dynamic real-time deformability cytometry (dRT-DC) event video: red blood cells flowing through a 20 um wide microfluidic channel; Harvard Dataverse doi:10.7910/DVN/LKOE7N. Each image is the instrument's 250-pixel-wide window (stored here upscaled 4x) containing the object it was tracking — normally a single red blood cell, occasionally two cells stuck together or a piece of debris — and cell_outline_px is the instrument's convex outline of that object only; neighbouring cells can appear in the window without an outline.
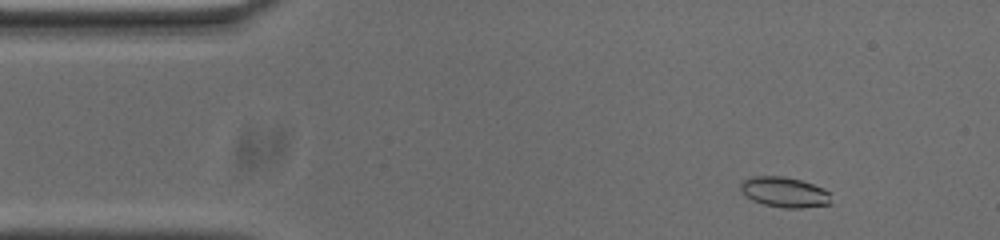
{"species": "common noctule bat (a hibernating species)", "species_latin": "Nyctalus noctula", "temperature_condition": "cold", "stored_images_in_passage": 51, "camera_frame_rate_fps": 3000, "um_per_image_px": 0.085, "animal": {"sex": "male", "body_mass_g": 20.0, "forearm_length_mm": 53.3}, "frame": {"image": 1, "passage_image": 3, "time_ms": 0.667, "image_size_px": [1000, 240], "cell_outline_px": [[832, 204], [800, 208], [784, 208], [764, 204], [752, 200], [740, 188], [740, 184], [744, 180], [752, 176], [784, 176], [800, 180], [824, 188], [828, 192]], "centroid_in_image_um": [66.7, 16.33], "position_along_channel_um": 18.3, "area_um2": 15.84}}
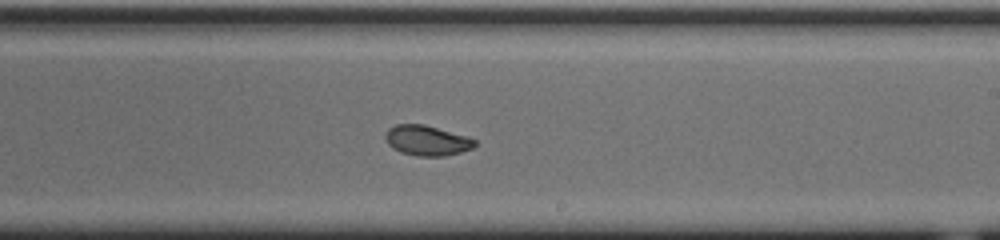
{"frame": {"image": 2, "passage_image": 28, "time_ms": 9.0, "image_size_px": [1000, 240], "cell_outline_px": [[476, 144], [472, 148], [460, 152], [444, 156], [416, 156], [400, 152], [392, 148], [384, 140], [384, 136], [388, 128], [396, 124], [424, 124], [468, 136], [476, 140]], "centroid_in_image_um": [36.26, 11.94], "position_along_channel_um": 252.7, "area_um2": 15.9}}
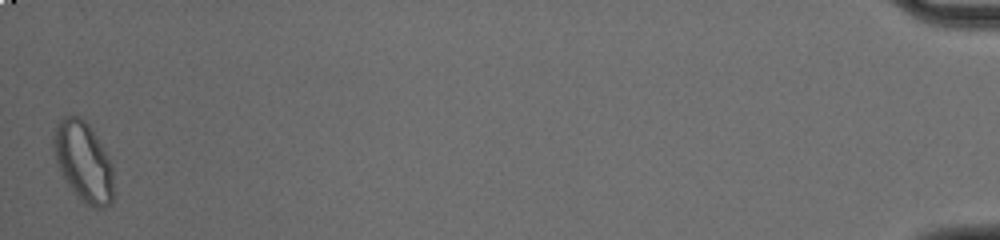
{"frame": {"image": 3, "passage_image": 51, "time_ms": 16.667, "image_size_px": [1000, 240], "cell_outline_px": [[112, 204], [104, 208], [96, 208], [80, 200], [68, 184], [56, 160], [52, 144], [52, 136], [60, 120], [64, 116], [80, 116], [88, 124], [96, 136], [108, 156], [112, 164]], "centroid_in_image_um": [7.09, 13.74], "position_along_channel_um": 428.1, "area_um2": 27.51}, "authors_computed_cell_mechanics": {"area_um2": 16.1262, "velocity_mm_per_s": 3.6785, "shape_relaxation_time_tau1_ms": 4.4562, "shape_relaxation_time_tau2_ms": 1.8604, "deformation_change_tau1": 0.1399, "deformation_change_tau2": 0.0528}}